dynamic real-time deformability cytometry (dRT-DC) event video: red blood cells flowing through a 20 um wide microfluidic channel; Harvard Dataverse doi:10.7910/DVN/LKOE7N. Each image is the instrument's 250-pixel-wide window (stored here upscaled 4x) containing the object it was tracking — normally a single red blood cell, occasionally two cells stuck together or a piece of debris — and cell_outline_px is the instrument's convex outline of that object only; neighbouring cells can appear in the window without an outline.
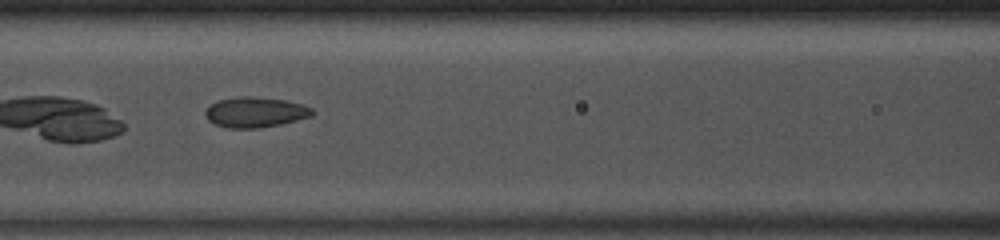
{"species": "common noctule bat (a hibernating species)", "species_latin": "Nyctalus noctula", "temperature_condition": "room temperature", "stored_images_in_passage": 46, "camera_frame_rate_fps": 3000, "um_per_image_px": 0.085, "animal": {"sex": "male", "body_mass_g": 13.0, "forearm_length_mm": 53.1}, "frame": {"image": 1, "passage_image": 20, "time_ms": 6.333, "image_size_px": [1000, 240], "cell_outline_px": [[316, 112], [312, 116], [280, 124], [256, 128], [228, 128], [216, 124], [208, 120], [204, 112], [216, 100], [236, 96], [252, 96], [284, 100], [304, 104], [312, 108]], "centroid_in_image_um": [21.71, 9.52], "position_along_channel_um": 144.9, "area_um2": 18.96}, "authors_computed_cell_mechanics": {"area_um2": 20.0566, "velocity_mm_per_s": 4.1509, "shape_relaxation_time_tau1_ms": null, "shape_relaxation_time_tau2_ms": 1.4868, "deformation_change_tau1": null, "deformation_change_tau2": 0.0612}}